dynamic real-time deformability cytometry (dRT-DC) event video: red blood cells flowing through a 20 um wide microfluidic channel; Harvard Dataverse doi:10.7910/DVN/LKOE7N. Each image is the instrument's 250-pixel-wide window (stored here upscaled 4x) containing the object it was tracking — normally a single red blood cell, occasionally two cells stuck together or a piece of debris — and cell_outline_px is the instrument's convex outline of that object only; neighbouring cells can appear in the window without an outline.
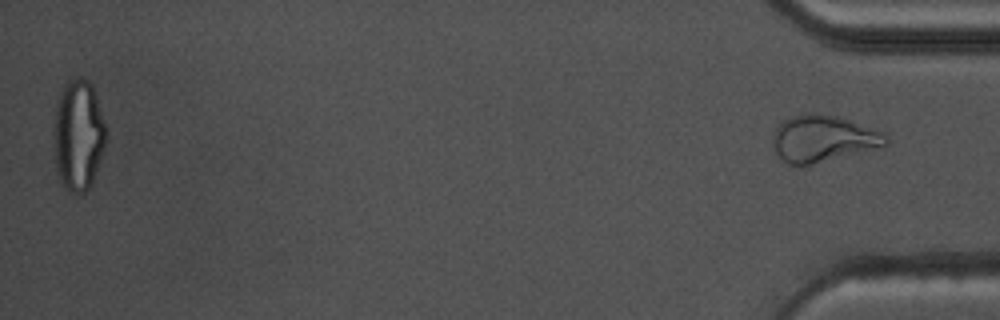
{"species": "common noctule bat (a hibernating species)", "species_latin": "Nyctalus noctula", "temperature_condition": "warm", "stored_images_in_passage": 56, "segment_of_instrument_passage": [2, 2], "camera_frame_rate_fps": 3000, "um_per_image_px": 0.085, "animal": {"sex": "male", "body_mass_g": 17.5, "forearm_length_mm": 52.3}, "frame": {"image": 1, "passage_image": 56, "time_ms": 18.333, "image_size_px": [1000, 320], "cell_outline_px": [[888, 144], [812, 164], [788, 164], [772, 148], [772, 136], [776, 128], [784, 120], [792, 116], [812, 112], [816, 112], [836, 116], [884, 132], [888, 140]], "centroid_in_image_um": [69.91, 11.76], "position_along_channel_um": 365.3, "area_um2": 30.11}}